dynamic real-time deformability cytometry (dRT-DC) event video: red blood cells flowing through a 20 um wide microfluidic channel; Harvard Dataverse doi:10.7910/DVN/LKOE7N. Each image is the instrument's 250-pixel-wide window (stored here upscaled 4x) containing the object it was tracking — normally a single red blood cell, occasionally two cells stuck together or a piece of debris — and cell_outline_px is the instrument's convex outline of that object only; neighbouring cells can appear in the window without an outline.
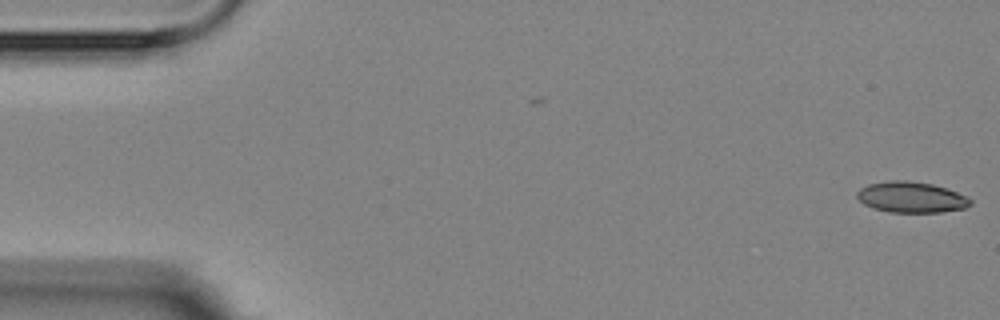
{"species": "Egyptian fruit bat (a non-hibernating species)", "species_latin": "Rousettus aegyptiacus", "temperature_condition": "room temperature", "stored_images_in_passage": 5, "camera_frame_rate_fps": 3000, "um_per_image_px": 0.085, "animal": {"sex": "female"}, "frame": {"image": 1, "passage_image": 1, "time_ms": 0.0, "image_size_px": [1000, 320], "cell_outline_px": [[972, 204], [964, 208], [940, 212], [888, 212], [872, 208], [864, 204], [856, 196], [856, 192], [860, 188], [868, 184], [888, 180], [908, 180], [932, 184], [956, 192], [972, 200]], "centroid_in_image_um": [77.41, 16.76], "position_along_channel_um": 7.6, "area_um2": 20.35}}
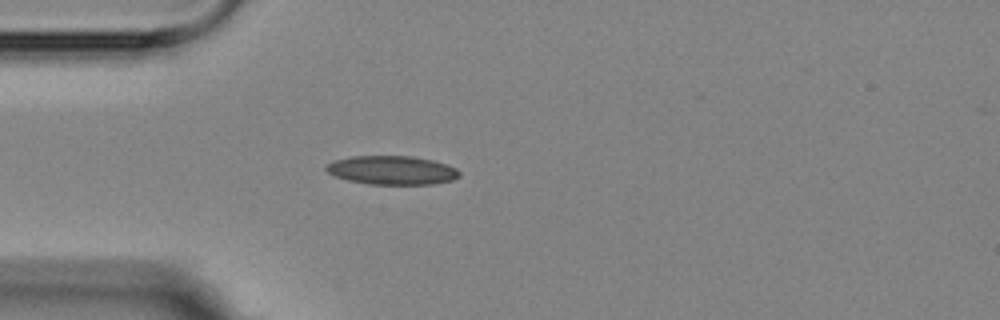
{"frame": {"image": 2, "passage_image": 5, "time_ms": 4.667, "image_size_px": [1000, 320], "cell_outline_px": [[460, 176], [452, 180], [432, 184], [368, 184], [348, 180], [336, 176], [328, 172], [324, 168], [324, 164], [336, 160], [352, 156], [412, 156], [432, 160], [448, 164], [456, 168], [460, 172]], "centroid_in_image_um": [33.32, 14.46], "position_along_channel_um": 51.7, "area_um2": 22.37}}